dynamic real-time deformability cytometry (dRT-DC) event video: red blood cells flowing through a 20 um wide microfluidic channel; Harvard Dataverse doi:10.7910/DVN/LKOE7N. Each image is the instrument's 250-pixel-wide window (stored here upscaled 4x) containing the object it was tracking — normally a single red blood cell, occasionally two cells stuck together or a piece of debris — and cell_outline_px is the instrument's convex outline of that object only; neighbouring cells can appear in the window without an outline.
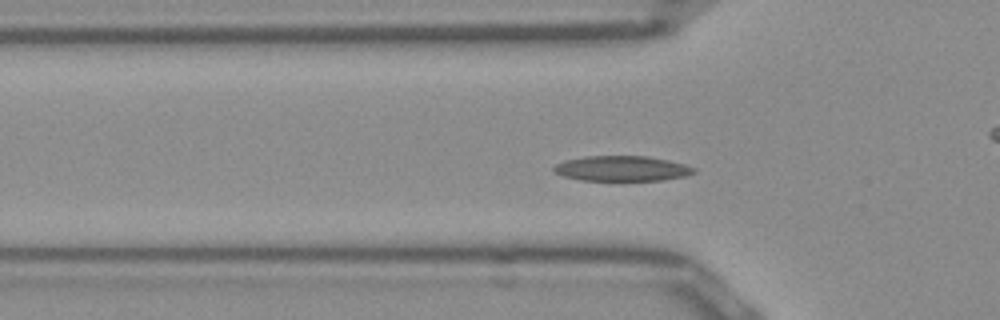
{"species": "Egyptian fruit bat (a non-hibernating species)", "species_latin": "Rousettus aegyptiacus", "temperature_condition": "room temperature", "stored_images_in_passage": 53, "camera_frame_rate_fps": 3000, "um_per_image_px": 0.085, "frame": {"image": 1, "passage_image": 16, "time_ms": 5.0, "image_size_px": [1000, 320], "cell_outline_px": [[696, 172], [684, 176], [664, 180], [620, 184], [580, 180], [564, 176], [556, 172], [552, 168], [556, 164], [564, 160], [584, 156], [648, 156], [668, 160], [684, 164], [696, 168]], "centroid_in_image_um": [52.86, 14.38], "position_along_channel_um": 72.9, "area_um2": 21.73}}
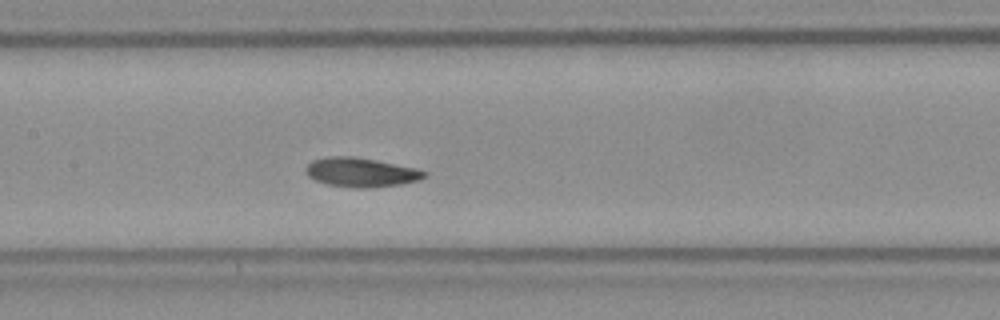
{"frame": {"image": 2, "passage_image": 24, "time_ms": 7.667, "image_size_px": [1000, 320], "cell_outline_px": [[424, 176], [420, 180], [400, 184], [364, 188], [356, 188], [328, 184], [316, 180], [308, 176], [304, 172], [308, 164], [312, 160], [332, 156], [348, 156], [372, 160], [412, 168], [424, 172]], "centroid_in_image_um": [30.59, 14.66], "position_along_channel_um": 176.8, "area_um2": 19.48}}
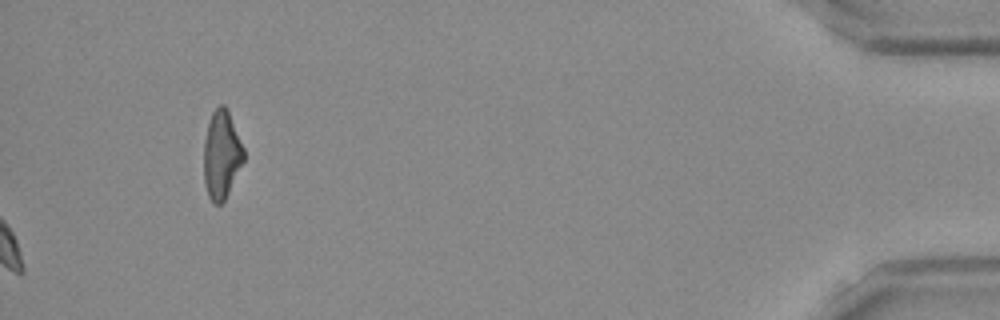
{"frame": {"image": 3, "passage_image": 53, "time_ms": 17.333, "image_size_px": [1000, 320], "cell_outline_px": [[244, 160], [224, 200], [220, 204], [212, 204], [208, 196], [204, 184], [204, 140], [208, 124], [212, 112], [220, 104], [224, 104], [228, 112], [244, 148]], "centroid_in_image_um": [18.81, 13.17], "position_along_channel_um": 416.4, "area_um2": 20.29}, "authors_computed_cell_mechanics": {"area_um2": 19.4208, "velocity_mm_per_s": 3.8587, "shape_relaxation_time_tau1_ms": 3.6928, "shape_relaxation_time_tau2_ms": null, "deformation_change_tau1": 0.0939, "deformation_change_tau2": null}}